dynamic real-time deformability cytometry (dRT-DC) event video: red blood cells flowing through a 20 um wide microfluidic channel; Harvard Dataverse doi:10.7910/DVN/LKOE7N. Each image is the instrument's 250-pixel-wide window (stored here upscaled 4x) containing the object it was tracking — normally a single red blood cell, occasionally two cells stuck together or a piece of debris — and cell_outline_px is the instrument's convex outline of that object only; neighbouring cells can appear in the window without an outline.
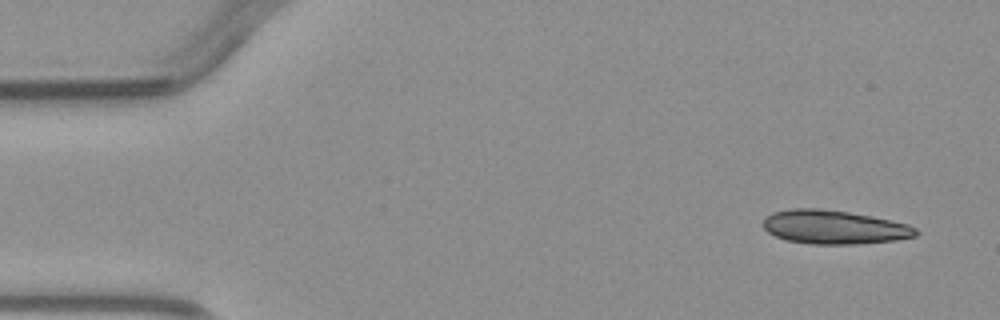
{"species": "common noctule bat (a hibernating species)", "species_latin": "Nyctalus noctula", "temperature_condition": "warm", "stored_images_in_passage": 3, "camera_frame_rate_fps": 3000, "um_per_image_px": 0.085, "animal": {"sex": "male", "body_mass_g": 23.1, "forearm_length_mm": 52.7}, "frame": {"image": 1, "passage_image": 1, "time_ms": 0.0, "image_size_px": [1000, 320], "cell_outline_px": [[920, 232], [916, 236], [896, 240], [856, 244], [812, 244], [788, 240], [776, 236], [768, 232], [764, 228], [764, 220], [772, 212], [792, 208], [816, 208], [848, 212], [872, 216], [908, 224], [916, 228]], "centroid_in_image_um": [70.93, 19.3], "position_along_channel_um": 14.1, "area_um2": 29.94}}